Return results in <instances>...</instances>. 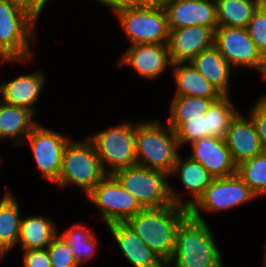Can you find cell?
<instances>
[{"label": "cell", "instance_id": "obj_1", "mask_svg": "<svg viewBox=\"0 0 266 267\" xmlns=\"http://www.w3.org/2000/svg\"><path fill=\"white\" fill-rule=\"evenodd\" d=\"M206 221L188 214L179 224L166 267H225L216 237Z\"/></svg>", "mask_w": 266, "mask_h": 267}, {"label": "cell", "instance_id": "obj_2", "mask_svg": "<svg viewBox=\"0 0 266 267\" xmlns=\"http://www.w3.org/2000/svg\"><path fill=\"white\" fill-rule=\"evenodd\" d=\"M38 24L23 8L0 0V64L33 63Z\"/></svg>", "mask_w": 266, "mask_h": 267}, {"label": "cell", "instance_id": "obj_3", "mask_svg": "<svg viewBox=\"0 0 266 267\" xmlns=\"http://www.w3.org/2000/svg\"><path fill=\"white\" fill-rule=\"evenodd\" d=\"M189 209L171 204L160 208H146L126 223L166 264L175 248V235Z\"/></svg>", "mask_w": 266, "mask_h": 267}, {"label": "cell", "instance_id": "obj_4", "mask_svg": "<svg viewBox=\"0 0 266 267\" xmlns=\"http://www.w3.org/2000/svg\"><path fill=\"white\" fill-rule=\"evenodd\" d=\"M136 165L171 174L180 154L175 130L154 118L135 125Z\"/></svg>", "mask_w": 266, "mask_h": 267}, {"label": "cell", "instance_id": "obj_5", "mask_svg": "<svg viewBox=\"0 0 266 267\" xmlns=\"http://www.w3.org/2000/svg\"><path fill=\"white\" fill-rule=\"evenodd\" d=\"M108 174L104 170L92 141L86 136L70 140L66 146L57 182L59 188H79L86 196ZM72 186V187H71Z\"/></svg>", "mask_w": 266, "mask_h": 267}, {"label": "cell", "instance_id": "obj_6", "mask_svg": "<svg viewBox=\"0 0 266 267\" xmlns=\"http://www.w3.org/2000/svg\"><path fill=\"white\" fill-rule=\"evenodd\" d=\"M135 125L136 122L125 120L87 135L108 175L136 165Z\"/></svg>", "mask_w": 266, "mask_h": 267}, {"label": "cell", "instance_id": "obj_7", "mask_svg": "<svg viewBox=\"0 0 266 267\" xmlns=\"http://www.w3.org/2000/svg\"><path fill=\"white\" fill-rule=\"evenodd\" d=\"M114 16L130 45L169 42L168 16L162 3L122 9Z\"/></svg>", "mask_w": 266, "mask_h": 267}, {"label": "cell", "instance_id": "obj_8", "mask_svg": "<svg viewBox=\"0 0 266 267\" xmlns=\"http://www.w3.org/2000/svg\"><path fill=\"white\" fill-rule=\"evenodd\" d=\"M112 176L146 208L173 204L168 174L139 165L117 170Z\"/></svg>", "mask_w": 266, "mask_h": 267}, {"label": "cell", "instance_id": "obj_9", "mask_svg": "<svg viewBox=\"0 0 266 267\" xmlns=\"http://www.w3.org/2000/svg\"><path fill=\"white\" fill-rule=\"evenodd\" d=\"M257 198L237 173L228 177L213 178L203 195L189 208V214L195 219L206 221L202 213L221 214L244 206Z\"/></svg>", "mask_w": 266, "mask_h": 267}, {"label": "cell", "instance_id": "obj_10", "mask_svg": "<svg viewBox=\"0 0 266 267\" xmlns=\"http://www.w3.org/2000/svg\"><path fill=\"white\" fill-rule=\"evenodd\" d=\"M101 216L106 226L126 222L144 208L112 176L107 175L85 197Z\"/></svg>", "mask_w": 266, "mask_h": 267}, {"label": "cell", "instance_id": "obj_11", "mask_svg": "<svg viewBox=\"0 0 266 267\" xmlns=\"http://www.w3.org/2000/svg\"><path fill=\"white\" fill-rule=\"evenodd\" d=\"M71 137L38 123L23 142L29 144L36 169L46 181L55 184L62 168L63 153Z\"/></svg>", "mask_w": 266, "mask_h": 267}, {"label": "cell", "instance_id": "obj_12", "mask_svg": "<svg viewBox=\"0 0 266 267\" xmlns=\"http://www.w3.org/2000/svg\"><path fill=\"white\" fill-rule=\"evenodd\" d=\"M214 45L234 69L256 71L262 75L266 59L261 55L247 28L218 26Z\"/></svg>", "mask_w": 266, "mask_h": 267}, {"label": "cell", "instance_id": "obj_13", "mask_svg": "<svg viewBox=\"0 0 266 267\" xmlns=\"http://www.w3.org/2000/svg\"><path fill=\"white\" fill-rule=\"evenodd\" d=\"M171 65L168 44L155 43L127 46L116 63L117 69L130 67L140 78L149 82L161 78L167 69L170 71Z\"/></svg>", "mask_w": 266, "mask_h": 267}, {"label": "cell", "instance_id": "obj_14", "mask_svg": "<svg viewBox=\"0 0 266 267\" xmlns=\"http://www.w3.org/2000/svg\"><path fill=\"white\" fill-rule=\"evenodd\" d=\"M169 177L175 179L178 177L179 181L177 182H180L181 187L187 192L186 194L191 196L187 198L186 195L184 198L182 191L177 190L178 188L173 186V182L170 181V195L173 203L187 209L192 207L203 195L213 179L201 163L192 160L187 154L186 157H182V154L178 155Z\"/></svg>", "mask_w": 266, "mask_h": 267}, {"label": "cell", "instance_id": "obj_15", "mask_svg": "<svg viewBox=\"0 0 266 267\" xmlns=\"http://www.w3.org/2000/svg\"><path fill=\"white\" fill-rule=\"evenodd\" d=\"M169 30L193 25L218 27L215 0H163Z\"/></svg>", "mask_w": 266, "mask_h": 267}, {"label": "cell", "instance_id": "obj_16", "mask_svg": "<svg viewBox=\"0 0 266 267\" xmlns=\"http://www.w3.org/2000/svg\"><path fill=\"white\" fill-rule=\"evenodd\" d=\"M214 39L215 31L202 25L170 30L168 46L171 63L191 62L203 50L212 47Z\"/></svg>", "mask_w": 266, "mask_h": 267}, {"label": "cell", "instance_id": "obj_17", "mask_svg": "<svg viewBox=\"0 0 266 267\" xmlns=\"http://www.w3.org/2000/svg\"><path fill=\"white\" fill-rule=\"evenodd\" d=\"M225 142L236 166L263 152L254 122L248 114L245 117L241 110L231 120Z\"/></svg>", "mask_w": 266, "mask_h": 267}, {"label": "cell", "instance_id": "obj_18", "mask_svg": "<svg viewBox=\"0 0 266 267\" xmlns=\"http://www.w3.org/2000/svg\"><path fill=\"white\" fill-rule=\"evenodd\" d=\"M189 157L201 163L213 178L228 177L236 174L230 151L225 139L205 137L188 145Z\"/></svg>", "mask_w": 266, "mask_h": 267}, {"label": "cell", "instance_id": "obj_19", "mask_svg": "<svg viewBox=\"0 0 266 267\" xmlns=\"http://www.w3.org/2000/svg\"><path fill=\"white\" fill-rule=\"evenodd\" d=\"M124 259L132 267H166V263L151 250L126 222L106 226Z\"/></svg>", "mask_w": 266, "mask_h": 267}, {"label": "cell", "instance_id": "obj_20", "mask_svg": "<svg viewBox=\"0 0 266 267\" xmlns=\"http://www.w3.org/2000/svg\"><path fill=\"white\" fill-rule=\"evenodd\" d=\"M43 70H34L29 74L17 75L9 81L0 83V100L3 102L23 107L37 114V102L39 101L44 85H46Z\"/></svg>", "mask_w": 266, "mask_h": 267}, {"label": "cell", "instance_id": "obj_21", "mask_svg": "<svg viewBox=\"0 0 266 267\" xmlns=\"http://www.w3.org/2000/svg\"><path fill=\"white\" fill-rule=\"evenodd\" d=\"M191 64L222 96H232L231 79L236 70L215 45L199 53Z\"/></svg>", "mask_w": 266, "mask_h": 267}, {"label": "cell", "instance_id": "obj_22", "mask_svg": "<svg viewBox=\"0 0 266 267\" xmlns=\"http://www.w3.org/2000/svg\"><path fill=\"white\" fill-rule=\"evenodd\" d=\"M34 118L32 111L0 100V141H9L11 146L16 148L22 146L38 124V120Z\"/></svg>", "mask_w": 266, "mask_h": 267}, {"label": "cell", "instance_id": "obj_23", "mask_svg": "<svg viewBox=\"0 0 266 267\" xmlns=\"http://www.w3.org/2000/svg\"><path fill=\"white\" fill-rule=\"evenodd\" d=\"M170 68L175 84L173 96L203 97L213 101L222 96L191 62L172 63Z\"/></svg>", "mask_w": 266, "mask_h": 267}, {"label": "cell", "instance_id": "obj_24", "mask_svg": "<svg viewBox=\"0 0 266 267\" xmlns=\"http://www.w3.org/2000/svg\"><path fill=\"white\" fill-rule=\"evenodd\" d=\"M9 188L0 198V261H4L12 249L17 247L20 237V204Z\"/></svg>", "mask_w": 266, "mask_h": 267}, {"label": "cell", "instance_id": "obj_25", "mask_svg": "<svg viewBox=\"0 0 266 267\" xmlns=\"http://www.w3.org/2000/svg\"><path fill=\"white\" fill-rule=\"evenodd\" d=\"M59 229L50 216H22L17 247L20 246L21 251L45 249L59 234Z\"/></svg>", "mask_w": 266, "mask_h": 267}, {"label": "cell", "instance_id": "obj_26", "mask_svg": "<svg viewBox=\"0 0 266 267\" xmlns=\"http://www.w3.org/2000/svg\"><path fill=\"white\" fill-rule=\"evenodd\" d=\"M62 232L59 230V234L68 243L70 251L80 267L94 258L95 254L97 255L99 240L94 233V228L92 230V227L80 222L72 224Z\"/></svg>", "mask_w": 266, "mask_h": 267}, {"label": "cell", "instance_id": "obj_27", "mask_svg": "<svg viewBox=\"0 0 266 267\" xmlns=\"http://www.w3.org/2000/svg\"><path fill=\"white\" fill-rule=\"evenodd\" d=\"M218 26L247 28L261 0H215Z\"/></svg>", "mask_w": 266, "mask_h": 267}, {"label": "cell", "instance_id": "obj_28", "mask_svg": "<svg viewBox=\"0 0 266 267\" xmlns=\"http://www.w3.org/2000/svg\"><path fill=\"white\" fill-rule=\"evenodd\" d=\"M167 124L175 131L189 119H202L213 102L203 97L173 96Z\"/></svg>", "mask_w": 266, "mask_h": 267}, {"label": "cell", "instance_id": "obj_29", "mask_svg": "<svg viewBox=\"0 0 266 267\" xmlns=\"http://www.w3.org/2000/svg\"><path fill=\"white\" fill-rule=\"evenodd\" d=\"M232 96H221L206 112V137L225 139L231 120L239 112Z\"/></svg>", "mask_w": 266, "mask_h": 267}, {"label": "cell", "instance_id": "obj_30", "mask_svg": "<svg viewBox=\"0 0 266 267\" xmlns=\"http://www.w3.org/2000/svg\"><path fill=\"white\" fill-rule=\"evenodd\" d=\"M236 173L258 199L266 196V153L240 163Z\"/></svg>", "mask_w": 266, "mask_h": 267}, {"label": "cell", "instance_id": "obj_31", "mask_svg": "<svg viewBox=\"0 0 266 267\" xmlns=\"http://www.w3.org/2000/svg\"><path fill=\"white\" fill-rule=\"evenodd\" d=\"M51 267H80L65 239L58 234L48 245Z\"/></svg>", "mask_w": 266, "mask_h": 267}, {"label": "cell", "instance_id": "obj_32", "mask_svg": "<svg viewBox=\"0 0 266 267\" xmlns=\"http://www.w3.org/2000/svg\"><path fill=\"white\" fill-rule=\"evenodd\" d=\"M247 30L259 52L266 59V3H261L255 10Z\"/></svg>", "mask_w": 266, "mask_h": 267}, {"label": "cell", "instance_id": "obj_33", "mask_svg": "<svg viewBox=\"0 0 266 267\" xmlns=\"http://www.w3.org/2000/svg\"><path fill=\"white\" fill-rule=\"evenodd\" d=\"M176 138L181 149L196 140L206 137V115L202 119H189L184 122L176 131Z\"/></svg>", "mask_w": 266, "mask_h": 267}, {"label": "cell", "instance_id": "obj_34", "mask_svg": "<svg viewBox=\"0 0 266 267\" xmlns=\"http://www.w3.org/2000/svg\"><path fill=\"white\" fill-rule=\"evenodd\" d=\"M250 107L247 113L256 127L263 153H266V93H262Z\"/></svg>", "mask_w": 266, "mask_h": 267}, {"label": "cell", "instance_id": "obj_35", "mask_svg": "<svg viewBox=\"0 0 266 267\" xmlns=\"http://www.w3.org/2000/svg\"><path fill=\"white\" fill-rule=\"evenodd\" d=\"M23 267H51L47 248L22 251Z\"/></svg>", "mask_w": 266, "mask_h": 267}, {"label": "cell", "instance_id": "obj_36", "mask_svg": "<svg viewBox=\"0 0 266 267\" xmlns=\"http://www.w3.org/2000/svg\"><path fill=\"white\" fill-rule=\"evenodd\" d=\"M100 3L101 6L108 8L111 14L115 15L118 11L126 8H134L143 6L139 0H93Z\"/></svg>", "mask_w": 266, "mask_h": 267}, {"label": "cell", "instance_id": "obj_37", "mask_svg": "<svg viewBox=\"0 0 266 267\" xmlns=\"http://www.w3.org/2000/svg\"><path fill=\"white\" fill-rule=\"evenodd\" d=\"M29 12L37 21H40L45 7L38 0H6Z\"/></svg>", "mask_w": 266, "mask_h": 267}, {"label": "cell", "instance_id": "obj_38", "mask_svg": "<svg viewBox=\"0 0 266 267\" xmlns=\"http://www.w3.org/2000/svg\"><path fill=\"white\" fill-rule=\"evenodd\" d=\"M143 5L161 4L163 0H139Z\"/></svg>", "mask_w": 266, "mask_h": 267}, {"label": "cell", "instance_id": "obj_39", "mask_svg": "<svg viewBox=\"0 0 266 267\" xmlns=\"http://www.w3.org/2000/svg\"><path fill=\"white\" fill-rule=\"evenodd\" d=\"M264 255H263V260H262V265H263V267H266V244H265V246H264Z\"/></svg>", "mask_w": 266, "mask_h": 267}, {"label": "cell", "instance_id": "obj_40", "mask_svg": "<svg viewBox=\"0 0 266 267\" xmlns=\"http://www.w3.org/2000/svg\"><path fill=\"white\" fill-rule=\"evenodd\" d=\"M45 8L46 5H48V3L50 2V0H38Z\"/></svg>", "mask_w": 266, "mask_h": 267}, {"label": "cell", "instance_id": "obj_41", "mask_svg": "<svg viewBox=\"0 0 266 267\" xmlns=\"http://www.w3.org/2000/svg\"><path fill=\"white\" fill-rule=\"evenodd\" d=\"M261 77L264 78L263 80L266 81V64H265L264 72H263V74L261 75Z\"/></svg>", "mask_w": 266, "mask_h": 267}, {"label": "cell", "instance_id": "obj_42", "mask_svg": "<svg viewBox=\"0 0 266 267\" xmlns=\"http://www.w3.org/2000/svg\"><path fill=\"white\" fill-rule=\"evenodd\" d=\"M2 161H3V160H2V158H1V156H0V167H1Z\"/></svg>", "mask_w": 266, "mask_h": 267}]
</instances>
